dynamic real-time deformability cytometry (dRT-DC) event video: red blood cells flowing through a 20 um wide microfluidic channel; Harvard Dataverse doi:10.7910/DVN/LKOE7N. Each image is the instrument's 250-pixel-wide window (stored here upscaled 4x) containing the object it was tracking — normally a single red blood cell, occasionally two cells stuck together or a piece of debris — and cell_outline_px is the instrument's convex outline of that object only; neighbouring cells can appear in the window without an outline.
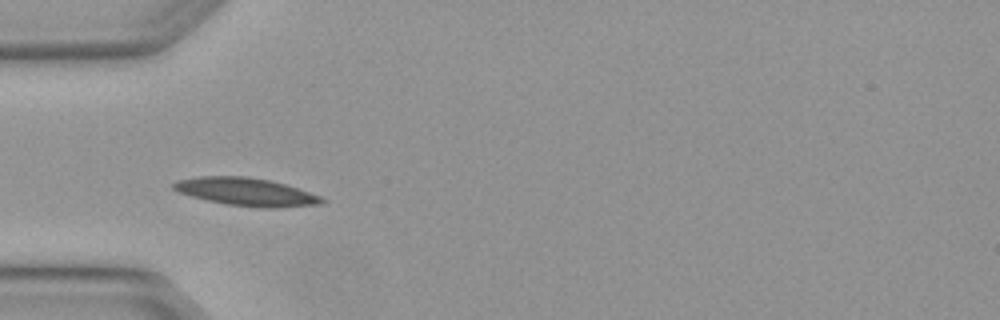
{"species": "Egyptian fruit bat (a non-hibernating species)", "species_latin": "Rousettus aegyptiacus", "temperature_condition": "warm", "stored_images_in_passage": 4, "camera_frame_rate_fps": 3000, "um_per_image_px": 0.085, "animal": {"sex": "female"}, "frame": {"image": 1, "passage_image": 3, "time_ms": 0.667, "image_size_px": [1000, 320], "cell_outline_px": [[328, 200], [324, 204], [276, 208], [264, 208], [228, 204], [208, 200], [192, 196], [180, 192], [172, 188], [172, 184], [176, 180], [200, 176], [248, 176], [268, 180], [284, 184], [320, 196]], "centroid_in_image_um": [20.95, 16.31], "position_along_channel_um": 64.1, "area_um2": 23.99}}
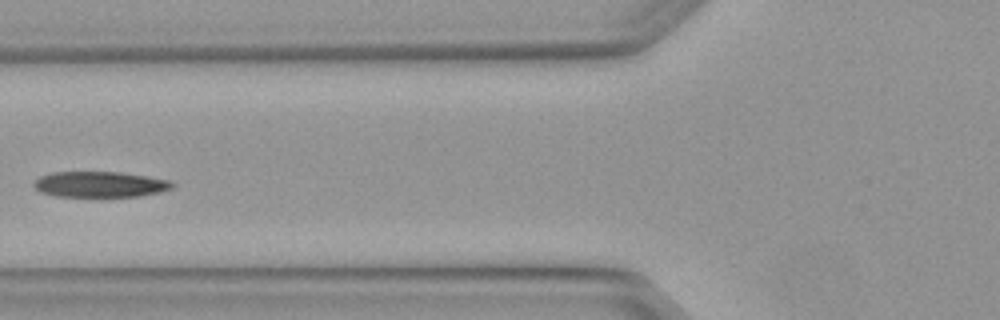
{"frame": {"image": 2, "passage_image": 4, "time_ms": 1.0, "image_size_px": [1000, 320], "cell_outline_px": [[176, 184], [172, 188], [160, 192], [140, 196], [56, 196], [40, 192], [32, 184], [40, 176], [52, 172], [120, 172], [148, 176], [172, 180]], "centroid_in_image_um": [8.54, 15.66], "position_along_channel_um": 117.3, "area_um2": 20.81}}